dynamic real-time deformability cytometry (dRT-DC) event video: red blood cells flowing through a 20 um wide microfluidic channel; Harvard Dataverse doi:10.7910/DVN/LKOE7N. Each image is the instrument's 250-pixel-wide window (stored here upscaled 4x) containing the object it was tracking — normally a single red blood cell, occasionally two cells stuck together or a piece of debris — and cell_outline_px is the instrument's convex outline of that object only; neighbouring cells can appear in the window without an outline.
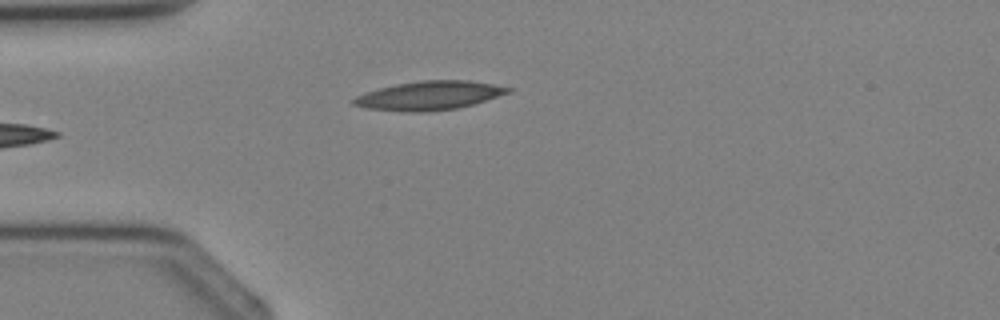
{"species": "Egyptian fruit bat (a non-hibernating species)", "species_latin": "Rousettus aegyptiacus", "temperature_condition": "cold", "stored_images_in_passage": 3, "camera_frame_rate_fps": 3000, "um_per_image_px": 0.085, "animal": {"sex": "female"}, "frame": {"image": 1, "passage_image": 3, "time_ms": 2.333, "image_size_px": [1000, 320], "cell_outline_px": [[512, 92], [472, 104], [456, 108], [424, 112], [400, 112], [368, 108], [352, 104], [352, 100], [356, 96], [380, 88], [396, 84], [420, 80], [468, 80], [492, 84], [512, 88]], "centroid_in_image_um": [36.49, 8.12], "position_along_channel_um": 48.5, "area_um2": 25.78}}